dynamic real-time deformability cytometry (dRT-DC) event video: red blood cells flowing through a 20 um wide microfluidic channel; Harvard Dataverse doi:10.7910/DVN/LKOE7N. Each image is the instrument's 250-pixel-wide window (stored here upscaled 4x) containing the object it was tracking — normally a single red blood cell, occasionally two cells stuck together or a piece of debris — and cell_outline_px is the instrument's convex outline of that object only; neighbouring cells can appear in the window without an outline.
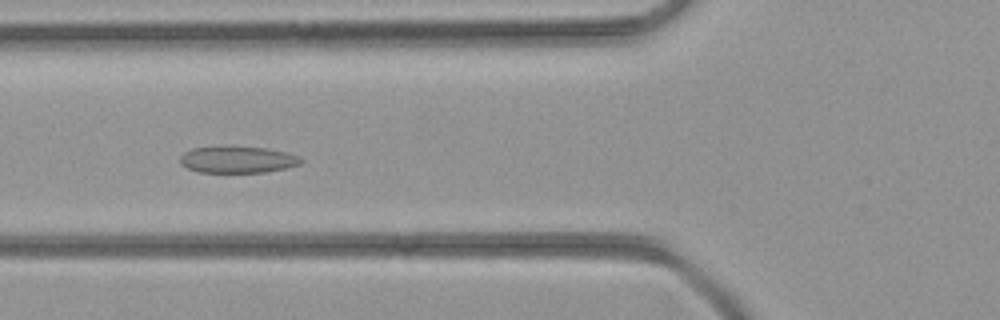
{"species": "common noctule bat (a hibernating species)", "species_latin": "Nyctalus noctula", "temperature_condition": "room temperature", "stored_images_in_passage": 36, "camera_frame_rate_fps": 3000, "um_per_image_px": 0.085, "animal": {"sex": "female", "body_mass_g": 21.9}, "frame": {"image": 1, "passage_image": 9, "time_ms": 2.667, "image_size_px": [1000, 320], "cell_outline_px": [[304, 160], [300, 164], [284, 168], [264, 172], [196, 172], [180, 164], [180, 156], [184, 152], [192, 148], [232, 144], [268, 148], [288, 152], [300, 156]], "centroid_in_image_um": [20.18, 13.52], "position_along_channel_um": 105.6, "area_um2": 19.48}}
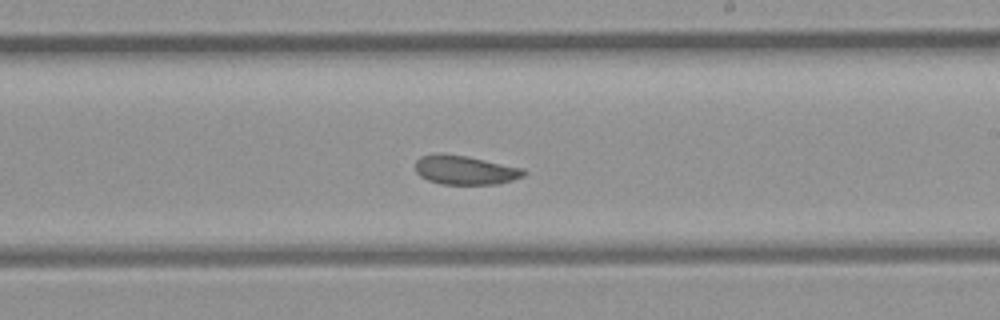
{"frame": {"image": 2, "passage_image": 18, "time_ms": 5.667, "image_size_px": [1000, 320], "cell_outline_px": [[528, 172], [524, 176], [512, 180], [496, 184], [440, 184], [428, 180], [420, 176], [416, 172], [416, 160], [420, 156], [440, 152], [468, 156], [524, 168]], "centroid_in_image_um": [39.53, 14.44], "position_along_channel_um": 249.5, "area_um2": 18.61}}
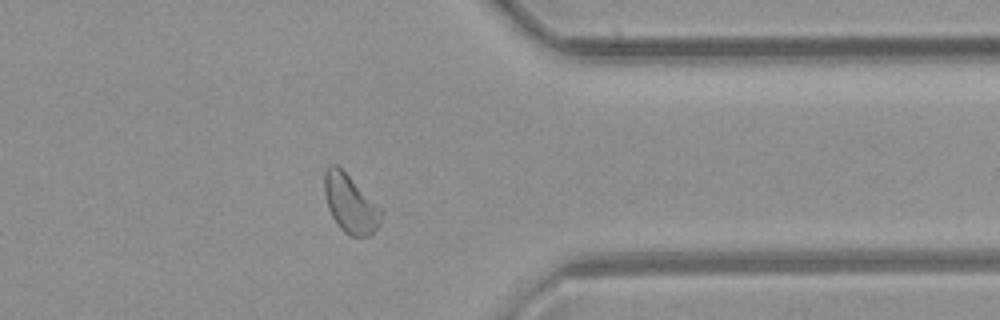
{"frame": {"image": 3, "passage_image": 27, "time_ms": 8.667, "image_size_px": [1000, 320], "cell_outline_px": [[384, 208], [380, 224], [372, 236], [352, 236], [344, 232], [340, 228], [332, 216], [328, 208], [324, 192], [324, 172], [328, 164], [336, 164]], "centroid_in_image_um": [29.81, 17.31], "position_along_channel_um": 381.6, "area_um2": 19.71}}